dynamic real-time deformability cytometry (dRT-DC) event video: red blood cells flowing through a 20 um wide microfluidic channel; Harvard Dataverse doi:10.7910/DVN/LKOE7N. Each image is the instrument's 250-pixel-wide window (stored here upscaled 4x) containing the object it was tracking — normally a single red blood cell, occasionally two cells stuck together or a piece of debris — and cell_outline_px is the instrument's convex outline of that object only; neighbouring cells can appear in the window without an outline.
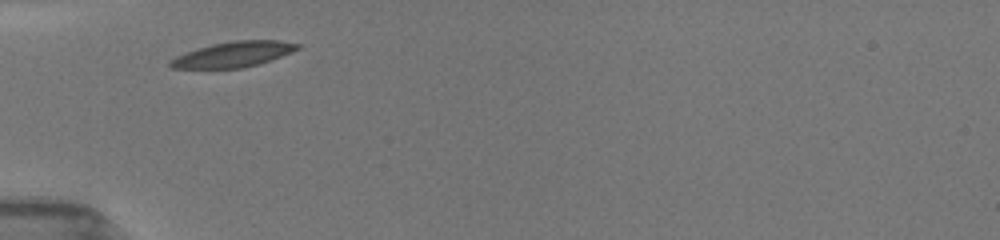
{"species": "common noctule bat (a hibernating species)", "species_latin": "Nyctalus noctula", "temperature_condition": "room temperature", "stored_images_in_passage": 2, "camera_frame_rate_fps": 3000, "um_per_image_px": 0.085, "animal": {"sex": "female", "body_mass_g": 19.5, "forearm_length_mm": 54.1}, "frame": {"image": 1, "passage_image": 1, "time_ms": 0.0, "image_size_px": [1000, 240], "cell_outline_px": [[300, 48], [292, 52], [272, 60], [240, 68], [172, 68], [168, 64], [168, 60], [176, 56], [212, 44], [236, 40], [280, 40], [300, 44]], "centroid_in_image_um": [19.86, 4.61], "position_along_channel_um": 65.1, "area_um2": 18.67}}